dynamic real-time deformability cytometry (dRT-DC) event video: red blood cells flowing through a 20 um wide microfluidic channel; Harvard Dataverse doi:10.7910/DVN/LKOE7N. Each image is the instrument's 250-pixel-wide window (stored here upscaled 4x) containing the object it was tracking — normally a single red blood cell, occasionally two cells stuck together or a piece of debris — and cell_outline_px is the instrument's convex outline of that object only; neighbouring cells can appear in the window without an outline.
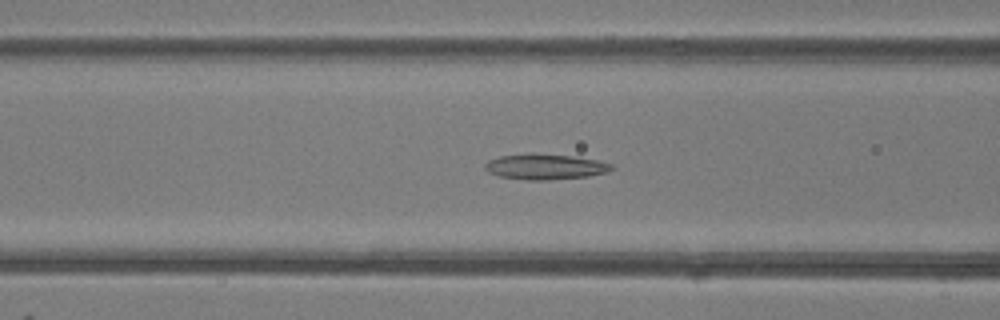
{"species": "common noctule bat (a hibernating species)", "species_latin": "Nyctalus noctula", "temperature_condition": "room temperature", "stored_images_in_passage": 40, "camera_frame_rate_fps": 3000, "um_per_image_px": 0.085, "animal": {"sex": "female"}, "frame": {"image": 1, "passage_image": 9, "time_ms": 2.667, "image_size_px": [1000, 320], "cell_outline_px": [[616, 168], [608, 172], [588, 176], [548, 180], [528, 180], [500, 176], [488, 172], [484, 168], [484, 164], [488, 160], [500, 156], [572, 156], [596, 160], [612, 164]], "centroid_in_image_um": [46.39, 14.22], "position_along_channel_um": 120.2, "area_um2": 17.98}}
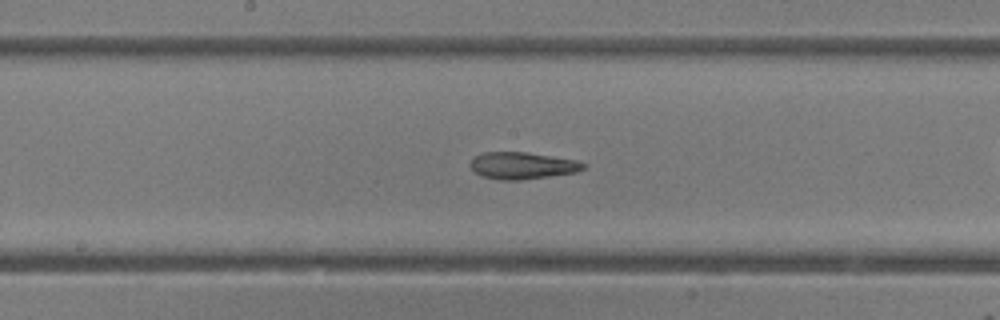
{"frame": {"image": 2, "passage_image": 15, "time_ms": 4.667, "image_size_px": [1000, 320], "cell_outline_px": [[588, 164], [584, 168], [576, 172], [520, 180], [500, 180], [480, 176], [468, 164], [476, 156], [484, 152], [528, 152], [576, 160]], "centroid_in_image_um": [44.39, 14.07], "position_along_channel_um": 203.8, "area_um2": 17.69}}
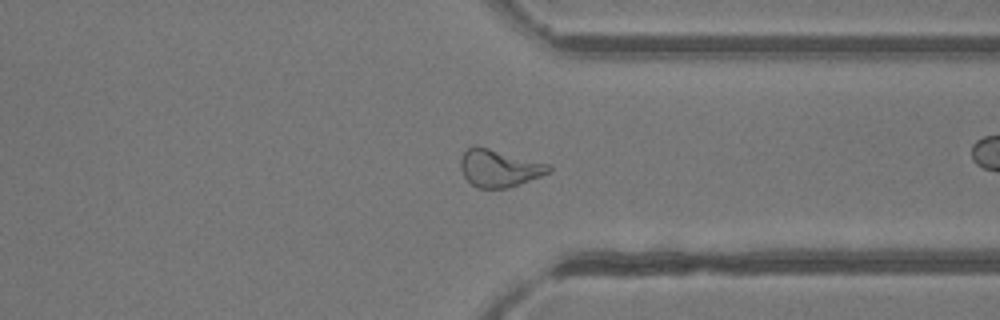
{"frame": {"image": 3, "passage_image": 27, "time_ms": 8.667, "image_size_px": [1000, 320], "cell_outline_px": [[552, 172], [520, 184], [508, 188], [476, 188], [464, 176], [460, 168], [460, 160], [464, 152], [468, 148], [476, 144], [548, 164], [552, 168]], "centroid_in_image_um": [42.42, 14.29], "position_along_channel_um": 369.0, "area_um2": 19.31}, "authors_computed_cell_mechanics": {"area_um2": 18.9295, "velocity_mm_per_s": 4.1747, "shape_relaxation_time_tau1_ms": null, "shape_relaxation_time_tau2_ms": 3.6279, "deformation_change_tau1": null, "deformation_change_tau2": 0.1374}}